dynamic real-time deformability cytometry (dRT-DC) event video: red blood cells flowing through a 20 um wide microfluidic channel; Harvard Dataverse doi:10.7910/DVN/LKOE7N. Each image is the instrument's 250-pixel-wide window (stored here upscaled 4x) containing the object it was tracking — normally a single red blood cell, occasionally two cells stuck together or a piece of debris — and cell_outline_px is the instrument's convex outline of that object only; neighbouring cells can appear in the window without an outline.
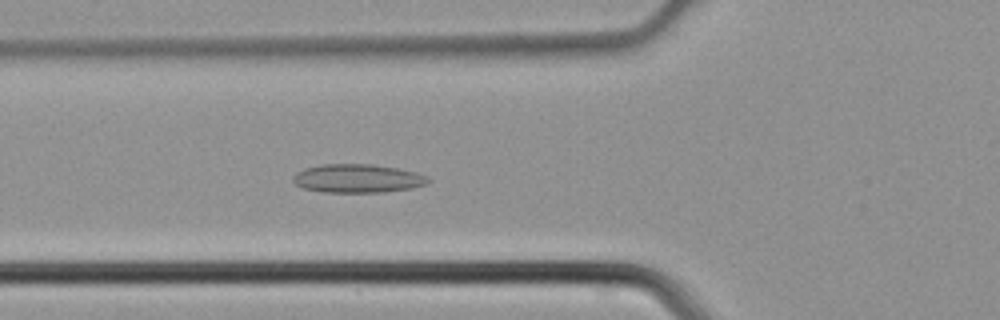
{"species": "common noctule bat (a hibernating species)", "species_latin": "Nyctalus noctula", "temperature_condition": "cold", "stored_images_in_passage": 45, "camera_frame_rate_fps": 3000, "um_per_image_px": 0.085, "animal": {"sex": "male", "body_mass_g": 21.5, "forearm_length_mm": 52.0}, "frame": {"image": 1, "passage_image": 17, "time_ms": 5.333, "image_size_px": [1000, 320], "cell_outline_px": [[432, 180], [428, 184], [412, 188], [384, 192], [324, 192], [304, 188], [296, 184], [292, 180], [292, 176], [296, 172], [304, 168], [320, 164], [372, 164], [396, 168], [416, 172], [428, 176]], "centroid_in_image_um": [30.41, 15.16], "position_along_channel_um": 95.4, "area_um2": 22.66}}
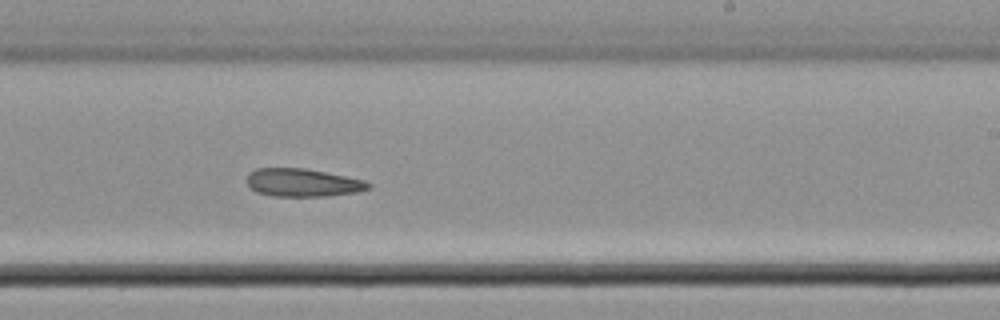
{"frame": {"image": 2, "passage_image": 28, "time_ms": 9.0, "image_size_px": [1000, 320], "cell_outline_px": [[372, 188], [356, 192], [328, 196], [272, 196], [256, 192], [244, 180], [248, 172], [256, 168], [304, 168], [364, 180], [372, 184]], "centroid_in_image_um": [25.69, 15.52], "position_along_channel_um": 263.3, "area_um2": 19.94}}
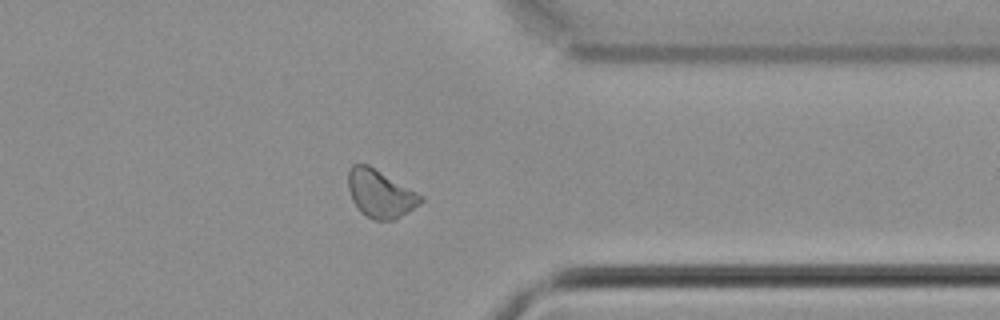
{"frame": {"image": 3, "passage_image": 36, "time_ms": 11.667, "image_size_px": [1000, 320], "cell_outline_px": [[424, 200], [420, 204], [396, 220], [376, 220], [360, 212], [352, 200], [348, 188], [348, 172], [352, 164], [368, 164], [424, 196]], "centroid_in_image_um": [32.33, 16.46], "position_along_channel_um": 379.1, "area_um2": 20.23}}